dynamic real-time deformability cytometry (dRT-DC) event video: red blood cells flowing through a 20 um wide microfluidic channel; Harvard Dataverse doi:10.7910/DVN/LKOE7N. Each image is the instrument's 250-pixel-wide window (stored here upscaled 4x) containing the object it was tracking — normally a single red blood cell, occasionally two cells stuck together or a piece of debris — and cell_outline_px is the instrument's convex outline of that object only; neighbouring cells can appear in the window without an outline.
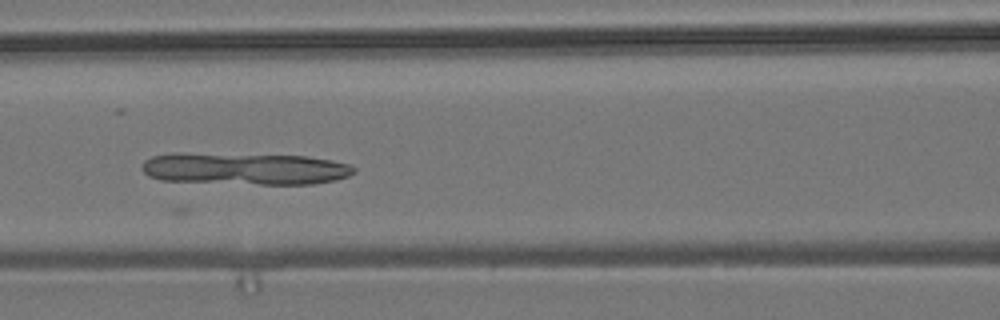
{"species": "common noctule bat (a hibernating species)", "species_latin": "Nyctalus noctula", "temperature_condition": "room temperature", "stored_images_in_passage": 8, "camera_frame_rate_fps": 3000, "um_per_image_px": 0.085, "animal": {"sex": "male", "body_mass_g": 19.2, "forearm_length_mm": 51.8}, "frame": {"image": 1, "passage_image": 7, "time_ms": 7.0, "image_size_px": [1000, 320], "cell_outline_px": [[356, 172], [348, 176], [336, 180], [312, 184], [260, 184], [160, 180], [148, 176], [144, 172], [144, 160], [152, 156], [172, 152], [180, 152], [308, 156], [332, 160], [348, 164], [356, 168]], "centroid_in_image_um": [20.82, 14.32], "position_along_channel_um": 145.8, "area_um2": 39.82}}
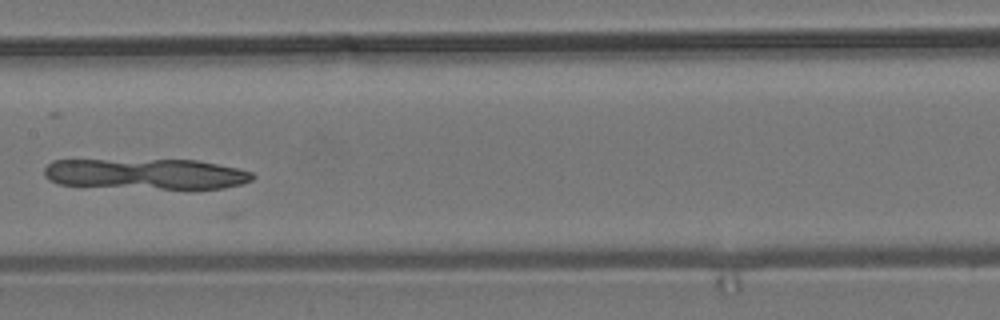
{"frame": {"image": 2, "passage_image": 8, "time_ms": 8.333, "image_size_px": [1000, 320], "cell_outline_px": [[256, 176], [252, 180], [240, 184], [224, 188], [192, 192], [60, 184], [48, 180], [44, 176], [44, 168], [52, 160], [196, 160], [236, 168], [252, 172]], "centroid_in_image_um": [12.48, 14.83], "position_along_channel_um": 194.9, "area_um2": 38.55}}